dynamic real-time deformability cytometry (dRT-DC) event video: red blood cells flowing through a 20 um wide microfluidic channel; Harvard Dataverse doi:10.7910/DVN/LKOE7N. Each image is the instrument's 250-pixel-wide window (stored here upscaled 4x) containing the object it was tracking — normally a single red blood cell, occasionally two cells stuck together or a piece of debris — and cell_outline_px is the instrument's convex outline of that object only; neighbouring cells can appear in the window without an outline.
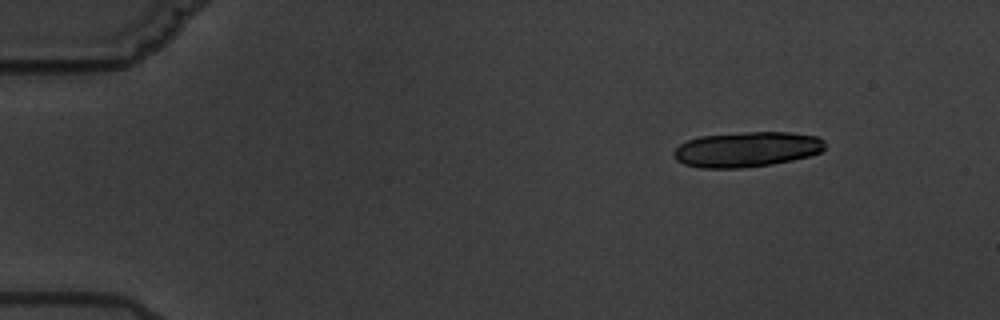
{"species": "common noctule bat (a hibernating species)", "species_latin": "Nyctalus noctula", "temperature_condition": "warm", "stored_images_in_passage": 4, "camera_frame_rate_fps": 3000, "um_per_image_px": 0.085, "animal": {"sex": "male", "body_mass_g": 19.5, "forearm_length_mm": 54.6}, "frame": {"image": 1, "passage_image": 1, "time_ms": 0.0, "image_size_px": [1000, 320], "cell_outline_px": [[824, 148], [820, 152], [808, 156], [792, 160], [772, 164], [740, 168], [700, 168], [684, 164], [676, 160], [672, 156], [672, 152], [680, 144], [688, 140], [700, 136], [744, 132], [792, 132], [816, 136], [824, 140]], "centroid_in_image_um": [63.44, 12.69], "position_along_channel_um": 21.6, "area_um2": 31.1}}